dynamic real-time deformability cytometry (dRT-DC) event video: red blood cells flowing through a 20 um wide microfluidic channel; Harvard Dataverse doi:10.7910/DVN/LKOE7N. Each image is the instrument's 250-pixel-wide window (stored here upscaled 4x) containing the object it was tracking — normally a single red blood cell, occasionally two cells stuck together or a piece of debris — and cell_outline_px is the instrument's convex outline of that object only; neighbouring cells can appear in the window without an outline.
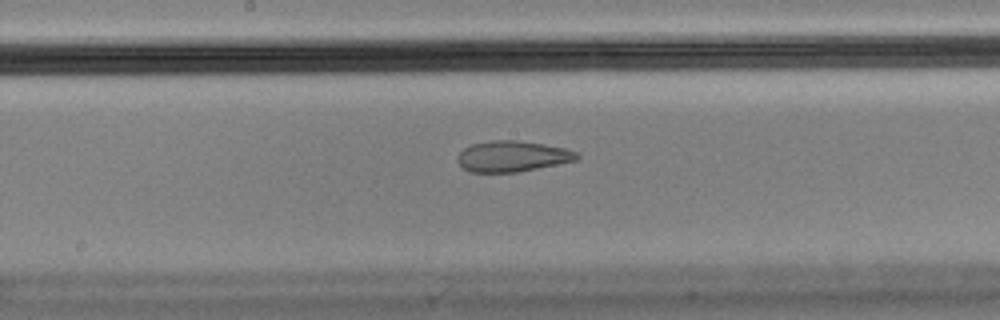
{"species": "Egyptian fruit bat (a non-hibernating species)", "species_latin": "Rousettus aegyptiacus", "temperature_condition": "cold", "stored_images_in_passage": 33, "camera_frame_rate_fps": 3000, "um_per_image_px": 0.085, "animal": {"sex": "male"}, "frame": {"image": 1, "passage_image": 24, "time_ms": 7.667, "image_size_px": [1000, 320], "cell_outline_px": [[580, 156], [576, 160], [516, 172], [468, 172], [456, 160], [456, 156], [464, 148], [472, 144], [492, 140], [516, 140], [544, 144], [564, 148], [580, 152]], "centroid_in_image_um": [43.53, 13.28], "position_along_channel_um": 204.7, "area_um2": 21.39}}